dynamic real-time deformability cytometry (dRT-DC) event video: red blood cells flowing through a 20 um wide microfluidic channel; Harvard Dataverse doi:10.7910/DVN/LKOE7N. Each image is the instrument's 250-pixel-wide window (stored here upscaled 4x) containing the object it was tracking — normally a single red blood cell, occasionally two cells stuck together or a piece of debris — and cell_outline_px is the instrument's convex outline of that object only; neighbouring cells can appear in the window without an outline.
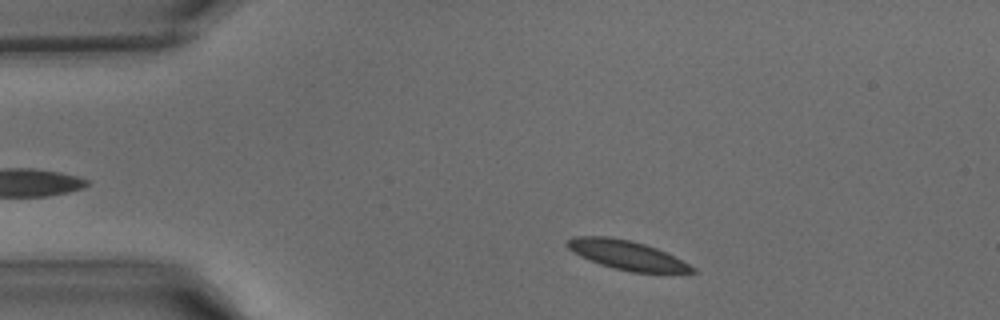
{"species": "common noctule bat (a hibernating species)", "species_latin": "Nyctalus noctula", "temperature_condition": "warm", "stored_images_in_passage": 32, "camera_frame_rate_fps": 3000, "um_per_image_px": 0.085, "animal": {"sex": "male", "body_mass_g": 15.6}, "frame": {"image": 1, "passage_image": 3, "time_ms": 0.667, "image_size_px": [1000, 320], "cell_outline_px": [[696, 272], [632, 272], [612, 268], [600, 264], [580, 256], [568, 248], [564, 244], [572, 236], [608, 236], [628, 240], [644, 244], [656, 248], [696, 268]], "centroid_in_image_um": [53.21, 21.67], "position_along_channel_um": 31.8, "area_um2": 20.87}}
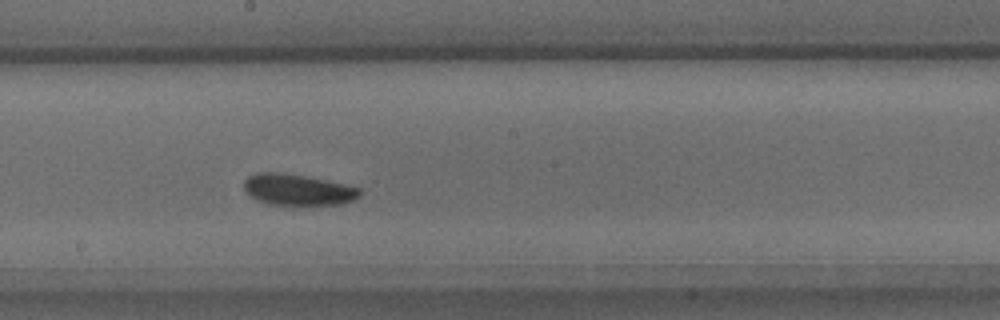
{"frame": {"image": 2, "passage_image": 18, "time_ms": 5.667, "image_size_px": [1000, 320], "cell_outline_px": [[360, 196], [344, 204], [304, 208], [292, 208], [268, 204], [244, 192], [244, 180], [248, 176], [260, 172], [276, 172], [304, 176], [344, 184], [360, 188]], "centroid_in_image_um": [25.32, 16.2], "position_along_channel_um": 222.9, "area_um2": 21.91}}
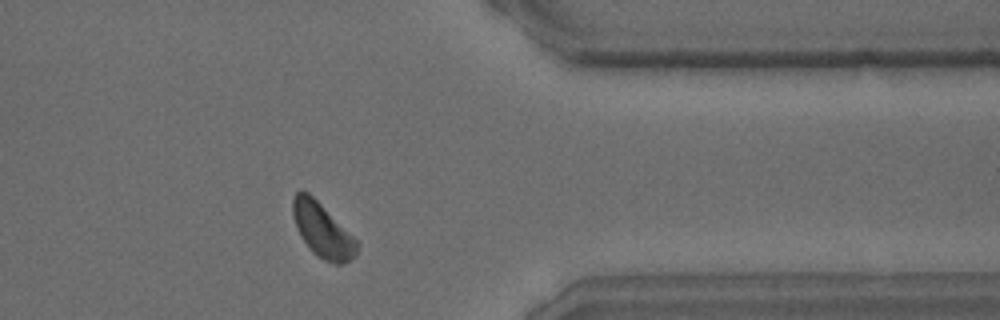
{"frame": {"image": 3, "passage_image": 29, "time_ms": 9.333, "image_size_px": [1000, 320], "cell_outline_px": [[360, 244], [356, 252], [344, 264], [336, 264], [324, 260], [316, 256], [312, 252], [300, 236], [292, 216], [292, 200], [296, 192], [300, 188], [308, 192], [360, 240]], "centroid_in_image_um": [27.42, 19.55], "position_along_channel_um": 384.0, "area_um2": 20.69}}